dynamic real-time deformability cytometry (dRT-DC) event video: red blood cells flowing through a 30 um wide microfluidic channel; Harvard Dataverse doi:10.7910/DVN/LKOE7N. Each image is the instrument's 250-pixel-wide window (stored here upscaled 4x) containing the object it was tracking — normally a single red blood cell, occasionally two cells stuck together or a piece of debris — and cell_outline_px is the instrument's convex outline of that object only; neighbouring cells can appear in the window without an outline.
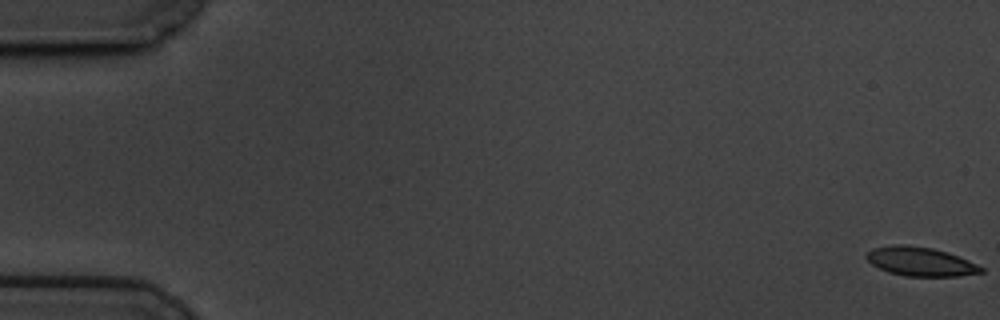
{"species": "common noctule bat (a hibernating species)", "species_latin": "Nyctalus noctula", "temperature_condition": "cold", "stored_images_in_passage": 60, "camera_frame_rate_fps": 3000, "um_per_image_px": 0.085, "animal": {"sex": "male", "body_mass_g": 19.5, "forearm_length_mm": 54.6}, "frame": {"image": 1, "passage_image": 1, "time_ms": 0.0, "image_size_px": [1000, 320], "cell_outline_px": [[984, 272], [956, 276], [904, 276], [888, 272], [872, 264], [864, 256], [872, 248], [892, 244], [908, 244], [932, 248], [948, 252], [968, 260], [984, 268]], "centroid_in_image_um": [78.22, 22.22], "position_along_channel_um": 6.8, "area_um2": 19.42}}
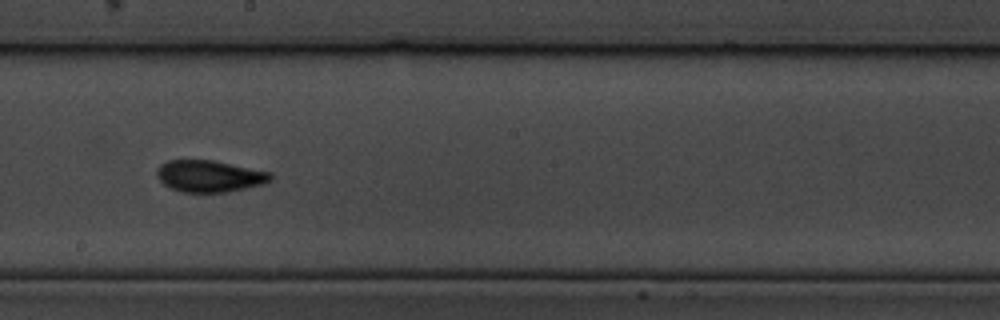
{"frame": {"image": 2, "passage_image": 34, "time_ms": 11.0, "image_size_px": [1000, 320], "cell_outline_px": [[272, 180], [264, 184], [228, 192], [180, 192], [164, 184], [156, 176], [156, 168], [160, 164], [168, 160], [212, 160], [272, 172]], "centroid_in_image_um": [17.81, 14.97], "position_along_channel_um": 230.4, "area_um2": 21.15}}
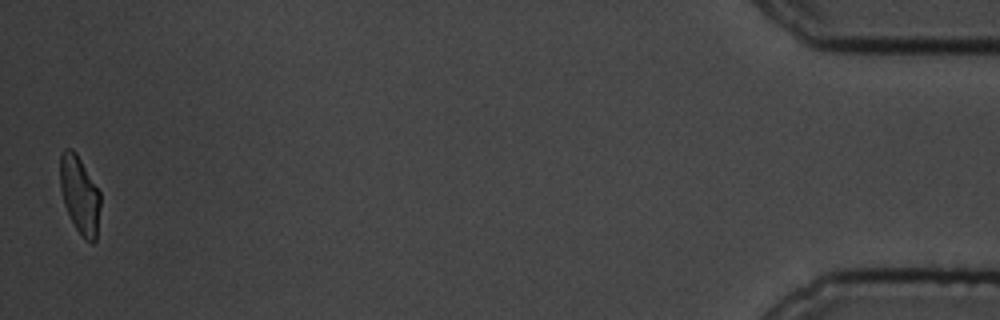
{"frame": {"image": 3, "passage_image": 59, "time_ms": 19.333, "image_size_px": [1000, 320], "cell_outline_px": [[100, 204], [96, 240], [92, 244], [84, 240], [76, 228], [64, 204], [60, 188], [60, 152], [64, 148], [72, 148], [76, 152], [100, 192]], "centroid_in_image_um": [6.77, 16.55], "position_along_channel_um": 428.4, "area_um2": 18.26}, "authors_computed_cell_mechanics": {"area_um2": 20.1722, "velocity_mm_per_s": 3.4306, "shape_relaxation_time_tau1_ms": 4.1873, "shape_relaxation_time_tau2_ms": 1.7561, "deformation_change_tau1": 0.154, "deformation_change_tau2": 0.0804}}